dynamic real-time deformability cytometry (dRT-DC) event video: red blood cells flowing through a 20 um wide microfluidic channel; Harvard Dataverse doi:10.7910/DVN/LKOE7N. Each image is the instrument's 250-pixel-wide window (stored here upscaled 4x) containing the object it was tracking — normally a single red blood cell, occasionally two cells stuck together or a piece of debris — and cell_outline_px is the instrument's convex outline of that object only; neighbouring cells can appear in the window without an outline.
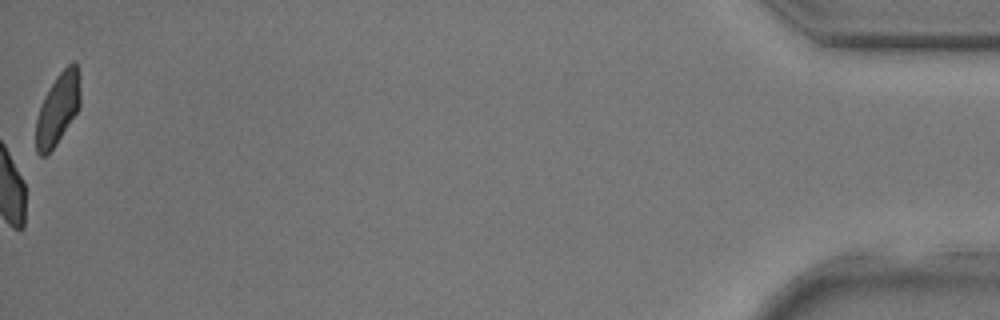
{"species": "common noctule bat (a hibernating species)", "species_latin": "Nyctalus noctula", "temperature_condition": "room temperature", "stored_images_in_passage": 26, "camera_frame_rate_fps": 3000, "um_per_image_px": 0.085, "animal": {"sex": "male", "body_mass_g": 17.9, "forearm_length_mm": 54.2}, "frame": {"image": 1, "passage_image": 26, "time_ms": 8.333, "image_size_px": [1000, 320], "cell_outline_px": [[80, 108], [56, 144], [44, 156], [40, 156], [36, 152], [36, 120], [44, 96], [56, 76], [72, 60], [76, 60], [80, 92]], "centroid_in_image_um": [4.92, 9.23], "position_along_channel_um": 430.3, "area_um2": 18.32}}